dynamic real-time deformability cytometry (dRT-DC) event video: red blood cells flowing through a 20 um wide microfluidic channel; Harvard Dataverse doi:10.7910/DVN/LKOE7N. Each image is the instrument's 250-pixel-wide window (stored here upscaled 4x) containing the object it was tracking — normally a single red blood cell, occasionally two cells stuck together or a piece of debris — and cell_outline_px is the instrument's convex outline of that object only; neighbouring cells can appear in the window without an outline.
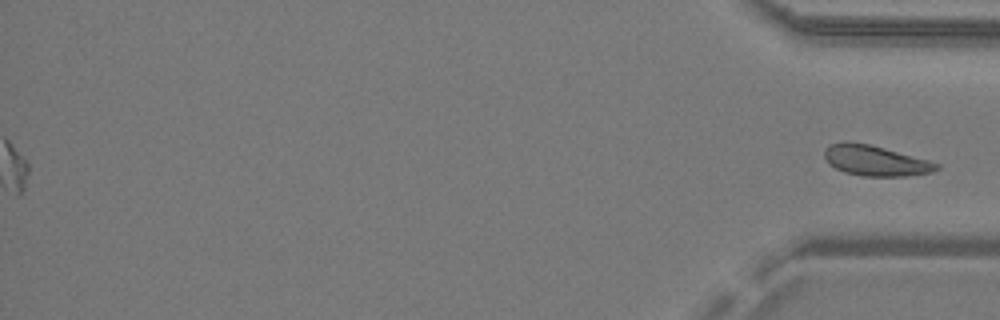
{"species": "common noctule bat (a hibernating species)", "species_latin": "Nyctalus noctula", "temperature_condition": "warm", "stored_images_in_passage": 42, "segment_of_instrument_passage": [2, 2], "camera_frame_rate_fps": 3000, "um_per_image_px": 0.085, "animal": {"sex": "male", "body_mass_g": 19.2, "forearm_length_mm": 51.8}, "frame": {"image": 1, "passage_image": 42, "time_ms": 13.667, "image_size_px": [1000, 320], "cell_outline_px": [[940, 168], [932, 172], [908, 176], [860, 176], [844, 172], [828, 164], [824, 156], [824, 148], [828, 144], [844, 140], [868, 144], [884, 148], [928, 160], [940, 164]], "centroid_in_image_um": [74.36, 13.65], "position_along_channel_um": 360.8, "area_um2": 20.06}}